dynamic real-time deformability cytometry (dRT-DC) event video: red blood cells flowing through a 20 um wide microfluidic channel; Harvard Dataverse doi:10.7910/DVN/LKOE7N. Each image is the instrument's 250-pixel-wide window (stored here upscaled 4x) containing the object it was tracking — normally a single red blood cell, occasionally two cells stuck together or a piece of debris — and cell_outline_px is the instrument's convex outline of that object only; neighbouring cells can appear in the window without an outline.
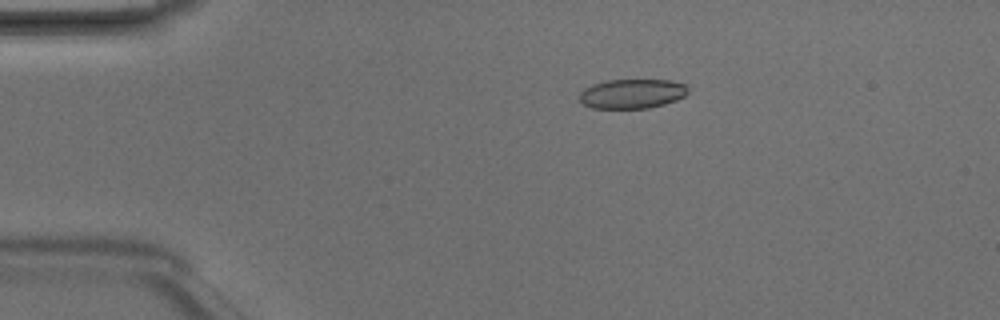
{"species": "Egyptian fruit bat (a non-hibernating species)", "species_latin": "Rousettus aegyptiacus", "temperature_condition": "room temperature", "stored_images_in_passage": 5, "camera_frame_rate_fps": 3000, "um_per_image_px": 0.085, "animal": {"sex": "male"}, "frame": {"image": 1, "passage_image": 3, "time_ms": 0.667, "image_size_px": [1000, 320], "cell_outline_px": [[688, 92], [684, 96], [676, 100], [664, 104], [648, 108], [592, 108], [584, 104], [580, 100], [580, 92], [584, 88], [592, 84], [608, 80], [668, 80], [684, 84], [688, 88]], "centroid_in_image_um": [53.72, 7.96], "position_along_channel_um": 31.3, "area_um2": 18.55}}
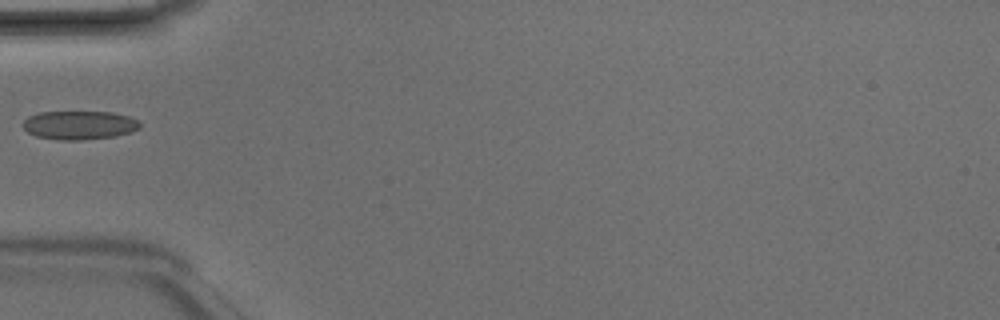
{"frame": {"image": 2, "passage_image": 5, "time_ms": 1.333, "image_size_px": [1000, 320], "cell_outline_px": [[140, 128], [116, 136], [80, 140], [56, 140], [36, 136], [28, 132], [20, 124], [28, 116], [40, 112], [112, 112], [128, 116], [136, 120], [140, 124]], "centroid_in_image_um": [6.69, 10.64], "position_along_channel_um": 78.3, "area_um2": 19.54}}